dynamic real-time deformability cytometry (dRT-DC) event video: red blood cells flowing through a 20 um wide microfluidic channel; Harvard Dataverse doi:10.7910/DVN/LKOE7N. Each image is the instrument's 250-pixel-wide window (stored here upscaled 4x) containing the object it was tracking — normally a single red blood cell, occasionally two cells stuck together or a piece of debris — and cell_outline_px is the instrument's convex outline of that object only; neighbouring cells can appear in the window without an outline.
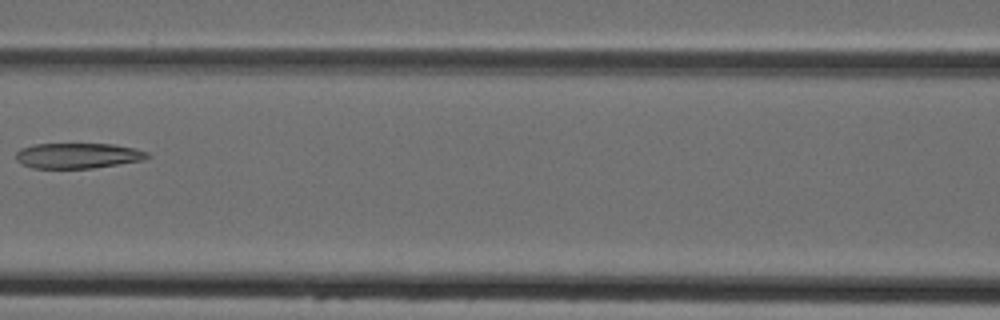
{"species": "Egyptian fruit bat (a non-hibernating species)", "species_latin": "Rousettus aegyptiacus", "temperature_condition": "cold", "stored_images_in_passage": 7, "camera_frame_rate_fps": 3000, "um_per_image_px": 0.085, "animal": {"sex": "female"}, "frame": {"image": 1, "passage_image": 6, "time_ms": 6.0, "image_size_px": [1000, 320], "cell_outline_px": [[152, 156], [144, 160], [92, 168], [32, 168], [16, 160], [16, 152], [20, 148], [32, 144], [112, 144], [132, 148], [148, 152]], "centroid_in_image_um": [6.61, 13.23], "position_along_channel_um": 160.0, "area_um2": 19.42}}
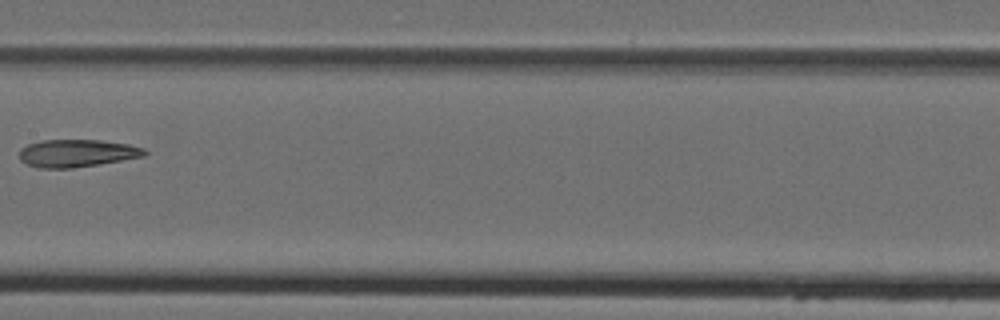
{"frame": {"image": 2, "passage_image": 7, "time_ms": 7.0, "image_size_px": [1000, 320], "cell_outline_px": [[148, 156], [96, 164], [68, 168], [40, 168], [28, 164], [20, 160], [20, 148], [28, 144], [40, 140], [100, 140], [128, 144], [144, 148], [148, 152]], "centroid_in_image_um": [6.56, 13.01], "position_along_channel_um": 200.8, "area_um2": 20.06}}